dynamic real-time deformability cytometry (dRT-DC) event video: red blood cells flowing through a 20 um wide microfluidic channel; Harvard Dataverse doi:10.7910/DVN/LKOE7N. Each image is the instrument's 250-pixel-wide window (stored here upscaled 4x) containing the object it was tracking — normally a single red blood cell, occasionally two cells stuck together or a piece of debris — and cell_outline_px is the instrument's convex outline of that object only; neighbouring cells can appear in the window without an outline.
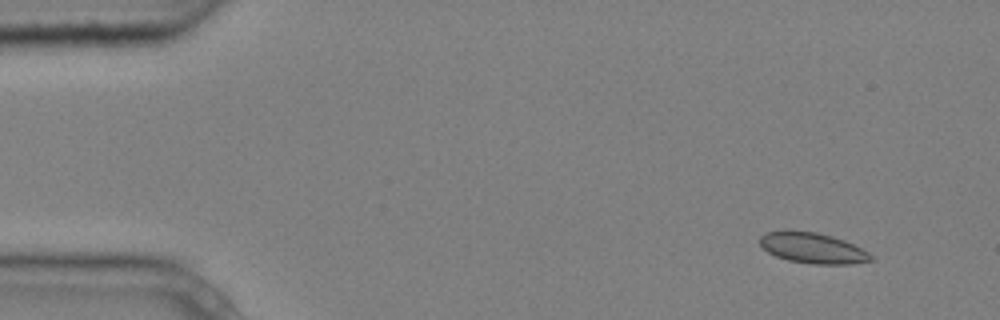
{"species": "common noctule bat (a hibernating species)", "species_latin": "Nyctalus noctula", "temperature_condition": "cold", "stored_images_in_passage": 6, "camera_frame_rate_fps": 3000, "um_per_image_px": 0.085, "animal": {"sex": "male", "body_mass_g": 20.4}, "frame": {"image": 1, "passage_image": 1, "time_ms": 0.0, "image_size_px": [1000, 320], "cell_outline_px": [[872, 260], [852, 264], [812, 264], [788, 260], [776, 256], [768, 252], [760, 244], [760, 236], [764, 232], [784, 228], [816, 232], [832, 236], [844, 240], [868, 252], [872, 256]], "centroid_in_image_um": [69.01, 21.05], "position_along_channel_um": 16.0, "area_um2": 20.11}}
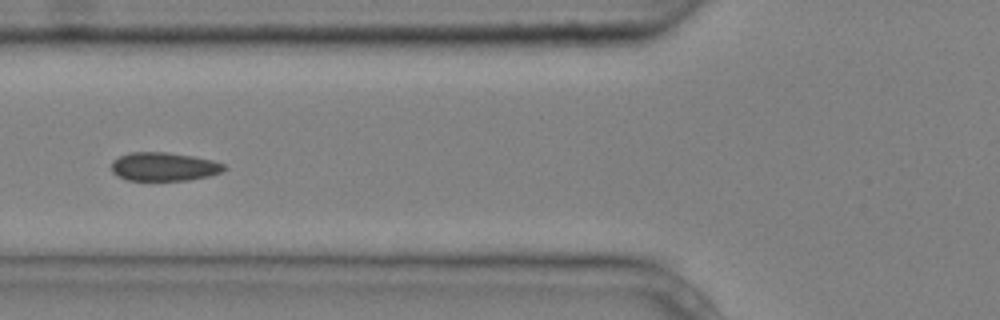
{"frame": {"image": 2, "passage_image": 5, "time_ms": 1.333, "image_size_px": [1000, 320], "cell_outline_px": [[228, 168], [224, 172], [208, 176], [188, 180], [128, 180], [116, 176], [112, 172], [112, 160], [128, 152], [168, 152], [196, 156], [212, 160], [224, 164]], "centroid_in_image_um": [13.96, 14.16], "position_along_channel_um": 111.8, "area_um2": 19.02}}